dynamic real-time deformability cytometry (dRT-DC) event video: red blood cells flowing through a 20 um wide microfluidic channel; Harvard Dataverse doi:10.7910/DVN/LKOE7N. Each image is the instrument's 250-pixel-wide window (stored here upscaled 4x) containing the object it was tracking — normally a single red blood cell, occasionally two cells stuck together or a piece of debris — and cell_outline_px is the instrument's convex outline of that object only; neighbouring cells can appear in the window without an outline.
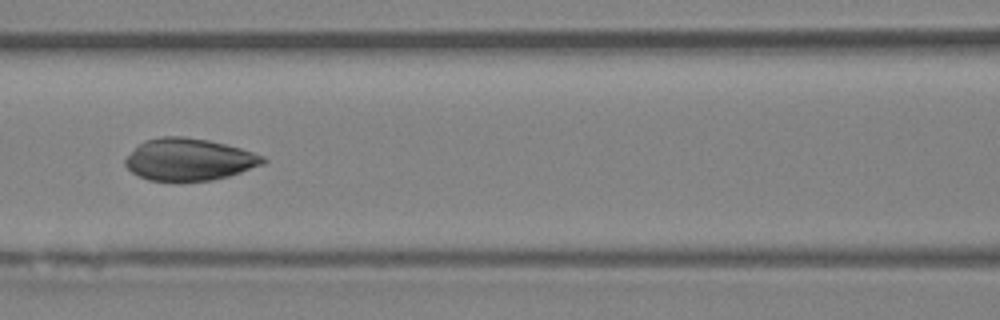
{"species": "Egyptian fruit bat (a non-hibernating species)", "species_latin": "Rousettus aegyptiacus", "temperature_condition": "room temperature", "stored_images_in_passage": 6, "camera_frame_rate_fps": 3000, "um_per_image_px": 0.085, "animal": {"sex": "female"}, "frame": {"image": 1, "passage_image": 6, "time_ms": 6.333, "image_size_px": [1000, 320], "cell_outline_px": [[268, 160], [264, 164], [228, 176], [212, 180], [148, 180], [132, 172], [124, 164], [124, 160], [144, 140], [160, 136], [184, 136], [208, 140], [240, 148], [264, 156]], "centroid_in_image_um": [16.08, 13.54], "position_along_channel_um": 150.5, "area_um2": 33.41}}